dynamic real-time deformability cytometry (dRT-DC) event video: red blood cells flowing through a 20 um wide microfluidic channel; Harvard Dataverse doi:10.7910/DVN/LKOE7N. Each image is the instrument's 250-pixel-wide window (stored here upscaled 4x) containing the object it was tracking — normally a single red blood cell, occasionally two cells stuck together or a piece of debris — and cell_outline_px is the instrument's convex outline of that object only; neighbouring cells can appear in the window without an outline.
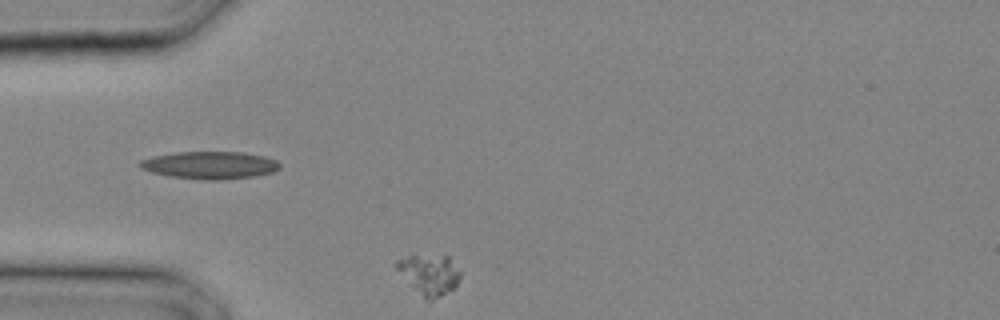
{"species": "common noctule bat (a hibernating species)", "species_latin": "Nyctalus noctula", "temperature_condition": "cold", "stored_images_in_passage": 9, "camera_frame_rate_fps": 3000, "um_per_image_px": 0.085, "animal": {"sex": "male", "body_mass_g": 20.4}, "frame": {"image": 1, "passage_image": 9, "time_ms": 2.667, "image_size_px": [1000, 320], "cell_outline_px": [[460, 276], [456, 284], [452, 288], [440, 296], [432, 300], [424, 300], [392, 264], [396, 260], [408, 256], [448, 256], [460, 272]], "centroid_in_image_um": [36.45, 23.34], "position_along_channel_um": 48.6, "area_um2": 14.62}}